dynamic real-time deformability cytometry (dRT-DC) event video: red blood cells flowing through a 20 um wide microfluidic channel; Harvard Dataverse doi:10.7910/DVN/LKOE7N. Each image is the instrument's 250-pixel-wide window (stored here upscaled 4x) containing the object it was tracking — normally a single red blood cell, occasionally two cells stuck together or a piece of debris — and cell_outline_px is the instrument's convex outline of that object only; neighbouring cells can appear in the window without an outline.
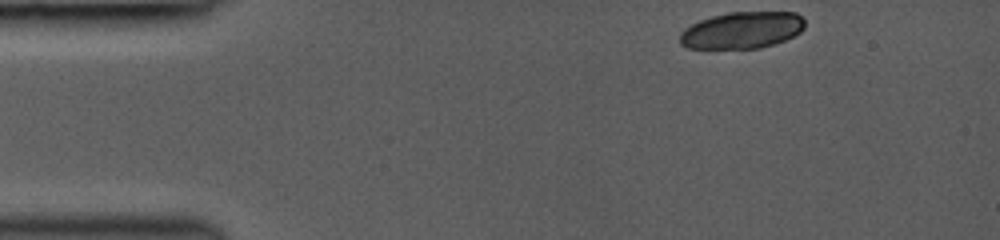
{"species": "common noctule bat (a hibernating species)", "species_latin": "Nyctalus noctula", "temperature_condition": "room temperature", "stored_images_in_passage": 13, "camera_frame_rate_fps": 3000, "um_per_image_px": 0.085, "animal": {"sex": "female", "body_mass_g": 19.0, "forearm_length_mm": 53.3}, "frame": {"image": 1, "passage_image": 1, "time_ms": 0.0, "image_size_px": [1000, 240], "cell_outline_px": [[804, 28], [800, 32], [784, 40], [760, 48], [688, 48], [680, 44], [680, 32], [684, 28], [700, 20], [712, 16], [728, 12], [796, 12], [804, 20]], "centroid_in_image_um": [63.05, 2.56], "position_along_channel_um": 21.9, "area_um2": 26.65}}
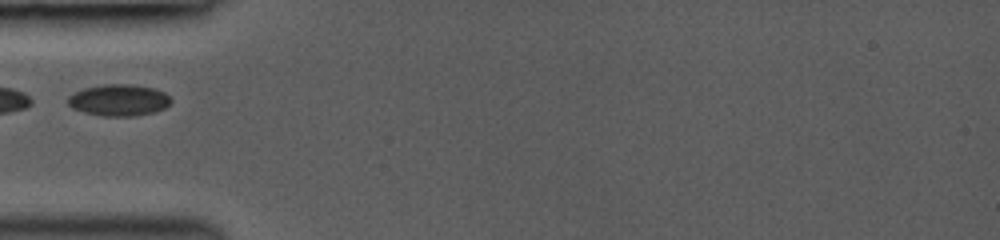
{"frame": {"image": 2, "passage_image": 7, "time_ms": 3.333, "image_size_px": [1000, 240], "cell_outline_px": [[172, 100], [164, 108], [156, 112], [136, 116], [100, 116], [84, 112], [72, 108], [68, 104], [68, 96], [84, 88], [104, 84], [132, 84], [156, 88], [164, 92]], "centroid_in_image_um": [10.11, 8.51], "position_along_channel_um": 74.9, "area_um2": 19.07}}
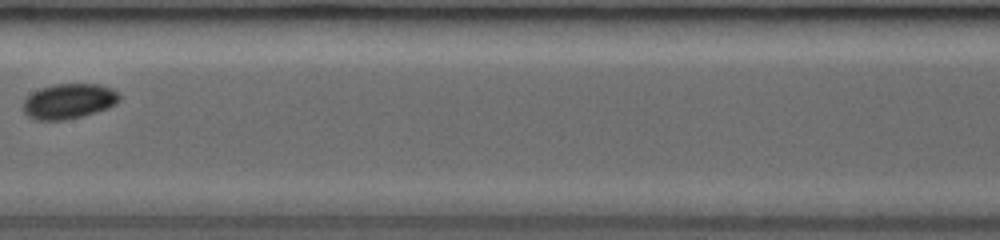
{"frame": {"image": 3, "passage_image": 12, "time_ms": 6.333, "image_size_px": [1000, 240], "cell_outline_px": [[120, 100], [116, 104], [108, 108], [80, 116], [64, 120], [36, 120], [28, 116], [24, 112], [24, 100], [32, 92], [40, 88], [56, 84], [96, 84], [112, 88], [120, 96]], "centroid_in_image_um": [5.85, 8.6], "position_along_channel_um": 201.6, "area_um2": 19.54}}